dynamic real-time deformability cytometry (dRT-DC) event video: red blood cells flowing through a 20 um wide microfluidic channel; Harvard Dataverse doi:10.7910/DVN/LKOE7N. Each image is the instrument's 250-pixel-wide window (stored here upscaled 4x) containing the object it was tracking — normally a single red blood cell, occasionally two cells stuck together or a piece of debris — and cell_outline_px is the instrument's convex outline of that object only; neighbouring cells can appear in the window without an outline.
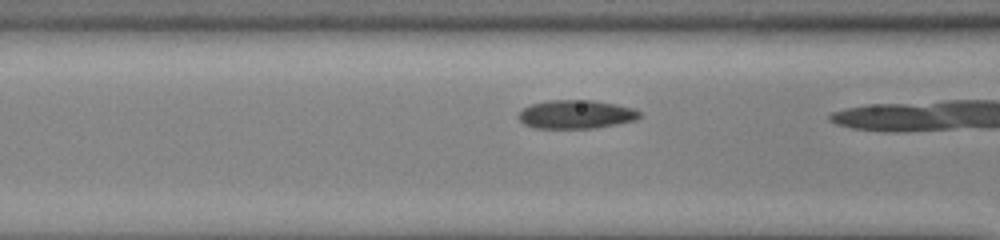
{"species": "common noctule bat (a hibernating species)", "species_latin": "Nyctalus noctula", "temperature_condition": "cold", "stored_images_in_passage": 20, "camera_frame_rate_fps": 3000, "um_per_image_px": 0.085, "animal": {"sex": "male", "body_mass_g": 13.0, "forearm_length_mm": 53.1}, "frame": {"image": 1, "passage_image": 19, "time_ms": 6.0, "image_size_px": [1000, 240], "cell_outline_px": [[640, 116], [636, 120], [596, 128], [536, 128], [524, 124], [516, 116], [524, 108], [532, 104], [548, 100], [592, 100], [616, 104], [632, 108], [640, 112]], "centroid_in_image_um": [48.95, 9.72], "position_along_channel_um": 117.6, "area_um2": 20.11}}